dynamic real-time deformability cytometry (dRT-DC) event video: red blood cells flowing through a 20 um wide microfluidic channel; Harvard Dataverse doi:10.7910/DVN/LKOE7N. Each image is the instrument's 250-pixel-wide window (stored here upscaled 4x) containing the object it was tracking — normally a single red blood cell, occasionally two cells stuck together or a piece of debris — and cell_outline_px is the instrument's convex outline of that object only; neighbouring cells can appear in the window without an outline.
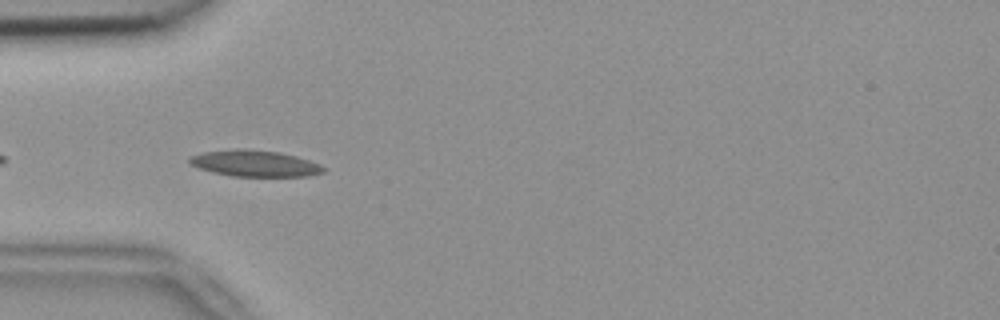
{"species": "common noctule bat (a hibernating species)", "species_latin": "Nyctalus noctula", "temperature_condition": "room temperature", "stored_images_in_passage": 40, "camera_frame_rate_fps": 3000, "um_per_image_px": 0.085, "animal": {"sex": "female", "body_mass_g": 18.4}, "frame": {"image": 1, "passage_image": 3, "time_ms": 0.667, "image_size_px": [1000, 320], "cell_outline_px": [[324, 172], [308, 176], [232, 176], [212, 172], [188, 164], [188, 156], [204, 152], [236, 148], [244, 148], [280, 152], [296, 156], [320, 164], [324, 168]], "centroid_in_image_um": [21.61, 13.88], "position_along_channel_um": 63.4, "area_um2": 20.63}}
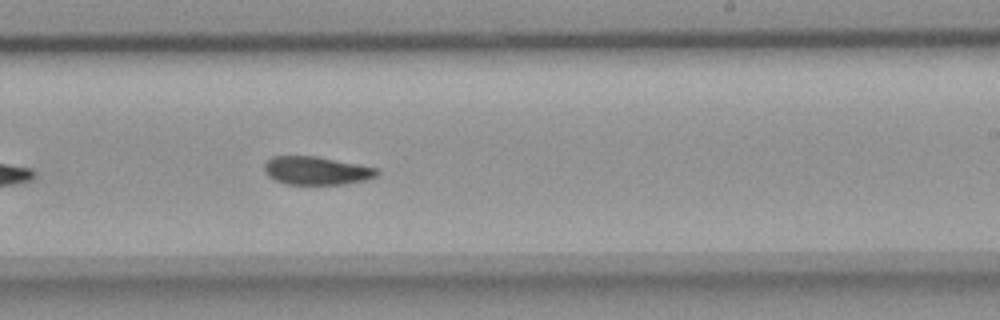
{"frame": {"image": 2, "passage_image": 19, "time_ms": 6.0, "image_size_px": [1000, 320], "cell_outline_px": [[380, 172], [376, 176], [364, 180], [344, 184], [284, 184], [268, 176], [264, 168], [264, 164], [272, 156], [316, 156], [360, 164], [376, 168]], "centroid_in_image_um": [26.9, 14.5], "position_along_channel_um": 262.1, "area_um2": 18.5}}
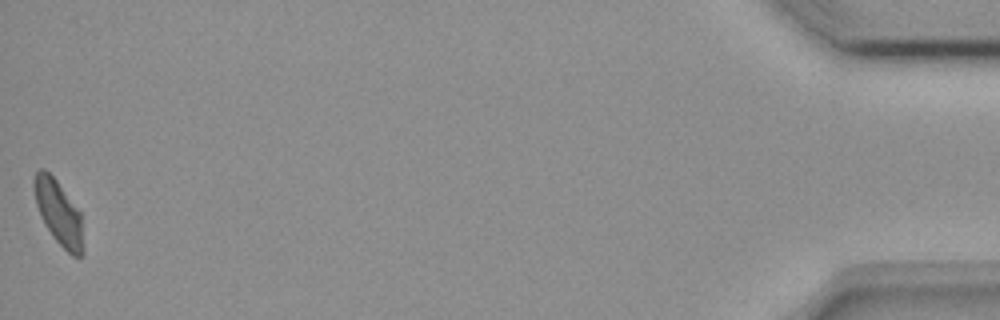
{"frame": {"image": 3, "passage_image": 40, "time_ms": 13.0, "image_size_px": [1000, 320], "cell_outline_px": [[84, 256], [72, 256], [52, 236], [44, 224], [40, 216], [36, 204], [32, 188], [32, 180], [36, 172], [40, 168], [44, 168], [56, 180], [80, 212], [84, 248]], "centroid_in_image_um": [4.96, 18.08], "position_along_channel_um": 430.2, "area_um2": 18.55}, "authors_computed_cell_mechanics": {"area_um2": 19.3341, "velocity_mm_per_s": 3.7657, "shape_relaxation_time_tau1_ms": 7.993, "shape_relaxation_time_tau2_ms": 3.2199, "deformation_change_tau1": 0.175, "deformation_change_tau2": 0.0734}}